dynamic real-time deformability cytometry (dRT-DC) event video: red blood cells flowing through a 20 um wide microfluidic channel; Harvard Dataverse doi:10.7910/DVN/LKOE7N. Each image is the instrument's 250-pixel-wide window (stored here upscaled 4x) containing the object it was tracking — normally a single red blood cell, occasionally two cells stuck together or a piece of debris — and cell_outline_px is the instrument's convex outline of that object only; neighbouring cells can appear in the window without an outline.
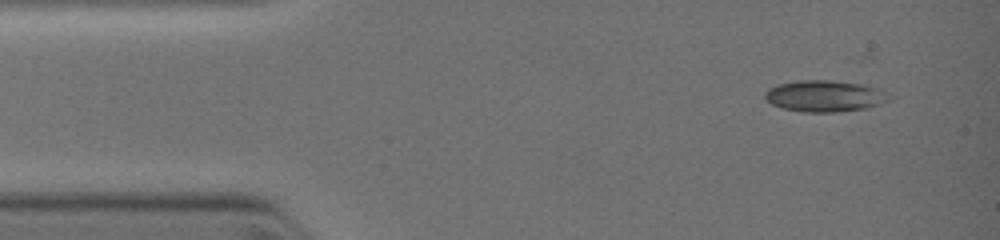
{"species": "common noctule bat (a hibernating species)", "species_latin": "Nyctalus noctula", "temperature_condition": "warm", "stored_images_in_passage": 6, "camera_frame_rate_fps": 3000, "um_per_image_px": 0.085, "animal": {"sex": "female", "body_mass_g": 19.0, "forearm_length_mm": 51.5}, "frame": {"image": 1, "passage_image": 1, "time_ms": 0.0, "image_size_px": [1000, 240], "cell_outline_px": [[896, 96], [892, 100], [884, 104], [868, 108], [832, 112], [804, 112], [784, 108], [772, 104], [764, 96], [764, 92], [768, 88], [776, 84], [796, 80], [832, 80], [864, 84], [880, 88]], "centroid_in_image_um": [70.21, 8.15], "position_along_channel_um": 14.8, "area_um2": 23.35}}
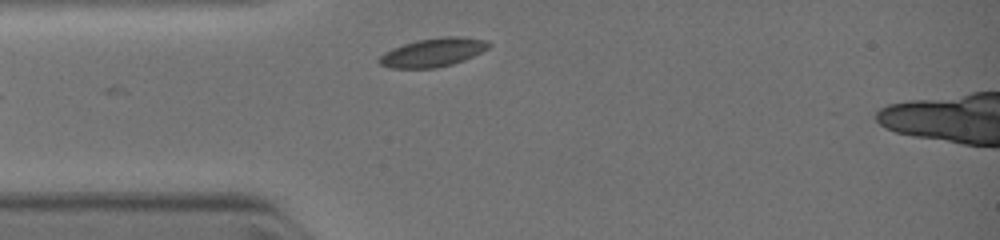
{"frame": {"image": 2, "passage_image": 6, "time_ms": 3.0, "image_size_px": [1000, 240], "cell_outline_px": [[492, 44], [488, 48], [464, 60], [452, 64], [436, 68], [388, 68], [380, 64], [376, 60], [384, 52], [392, 48], [416, 40], [444, 36], [460, 36], [488, 40]], "centroid_in_image_um": [36.79, 4.45], "position_along_channel_um": 48.2, "area_um2": 18.38}}